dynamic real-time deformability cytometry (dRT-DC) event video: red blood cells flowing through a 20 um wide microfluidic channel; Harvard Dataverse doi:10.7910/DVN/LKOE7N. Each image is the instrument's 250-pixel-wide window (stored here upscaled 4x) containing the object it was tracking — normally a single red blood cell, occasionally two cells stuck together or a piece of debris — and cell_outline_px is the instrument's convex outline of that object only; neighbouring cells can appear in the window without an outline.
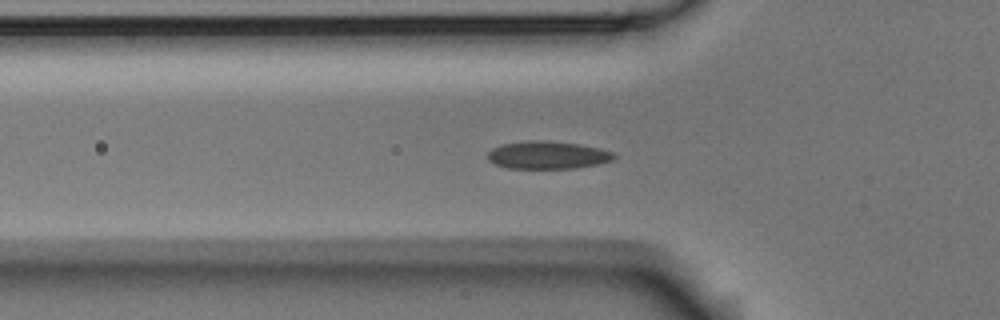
{"species": "Egyptian fruit bat (a non-hibernating species)", "species_latin": "Rousettus aegyptiacus", "temperature_condition": "room temperature", "stored_images_in_passage": 53, "camera_frame_rate_fps": 3000, "um_per_image_px": 0.085, "animal": {"sex": "male"}, "frame": {"image": 1, "passage_image": 16, "time_ms": 5.0, "image_size_px": [1000, 320], "cell_outline_px": [[616, 156], [612, 160], [596, 164], [576, 168], [508, 168], [496, 164], [488, 160], [488, 152], [492, 148], [500, 144], [532, 140], [544, 140], [580, 144], [600, 148], [612, 152]], "centroid_in_image_um": [46.53, 13.17], "position_along_channel_um": 79.3, "area_um2": 20.35}}
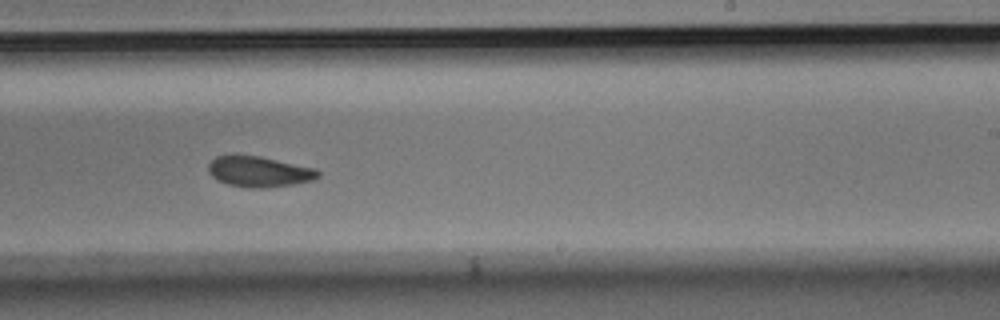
{"frame": {"image": 2, "passage_image": 31, "time_ms": 10.0, "image_size_px": [1000, 320], "cell_outline_px": [[320, 176], [312, 180], [292, 184], [260, 188], [248, 188], [228, 184], [212, 176], [208, 172], [208, 164], [216, 156], [232, 152], [260, 156], [316, 168], [320, 172]], "centroid_in_image_um": [21.98, 14.54], "position_along_channel_um": 267.0, "area_um2": 19.94}}
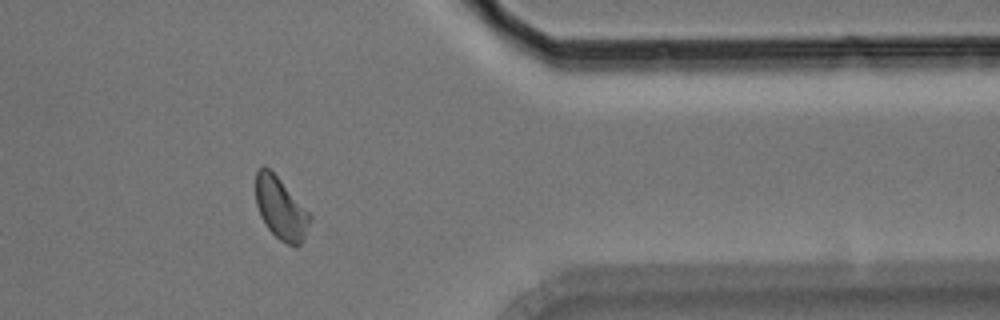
{"frame": {"image": 3, "passage_image": 42, "time_ms": 13.667, "image_size_px": [1000, 320], "cell_outline_px": [[312, 220], [300, 244], [288, 244], [280, 240], [268, 228], [260, 216], [256, 204], [256, 172], [264, 164], [280, 180], [312, 216]], "centroid_in_image_um": [23.85, 17.71], "position_along_channel_um": 387.6, "area_um2": 19.07}, "authors_computed_cell_mechanics": {"area_um2": 19.941, "velocity_mm_per_s": 3.7401, "shape_relaxation_time_tau1_ms": 3.342, "shape_relaxation_time_tau2_ms": 1.864, "deformation_change_tau1": 0.1131, "deformation_change_tau2": 0.0638}}